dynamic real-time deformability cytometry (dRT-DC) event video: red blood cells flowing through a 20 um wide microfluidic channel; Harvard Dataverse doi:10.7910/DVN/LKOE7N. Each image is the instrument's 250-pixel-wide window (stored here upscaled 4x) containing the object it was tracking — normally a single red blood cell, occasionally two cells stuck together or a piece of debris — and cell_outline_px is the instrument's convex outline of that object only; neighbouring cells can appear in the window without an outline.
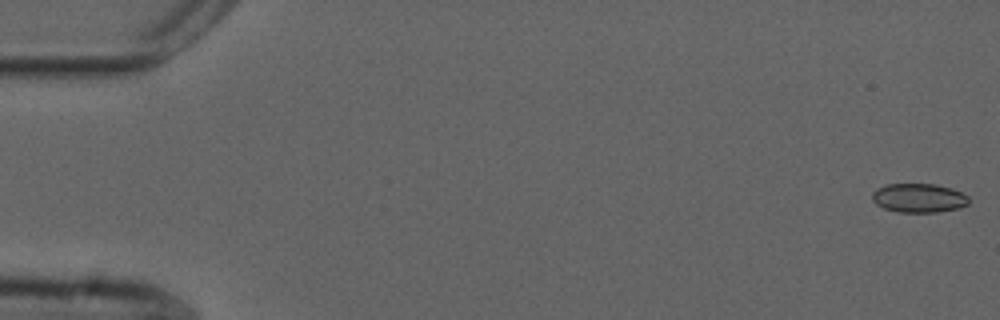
{"species": "common noctule bat (a hibernating species)", "species_latin": "Nyctalus noctula", "temperature_condition": "cold", "stored_images_in_passage": 48, "camera_frame_rate_fps": 3000, "um_per_image_px": 0.085, "animal": {"sex": "male", "forearm_length_mm": 52.5}, "frame": {"image": 1, "passage_image": 1, "time_ms": 0.0, "image_size_px": [1000, 320], "cell_outline_px": [[968, 204], [960, 208], [936, 212], [896, 212], [884, 208], [876, 204], [872, 200], [872, 192], [876, 188], [888, 184], [936, 184], [952, 188], [968, 196]], "centroid_in_image_um": [78.08, 16.83], "position_along_channel_um": 6.9, "area_um2": 16.42}}
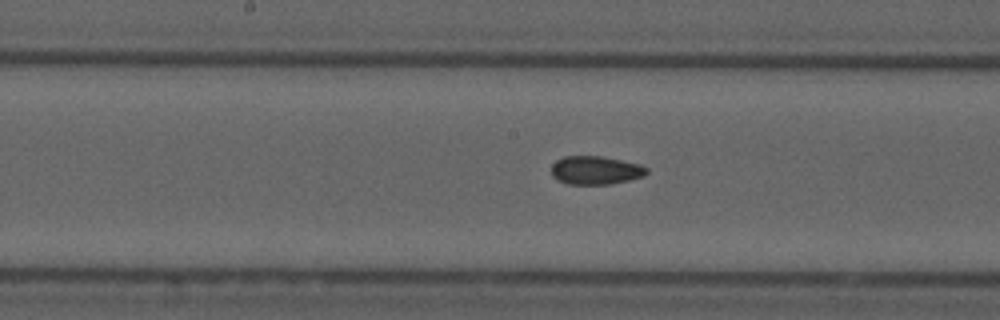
{"frame": {"image": 2, "passage_image": 28, "time_ms": 9.0, "image_size_px": [1000, 320], "cell_outline_px": [[648, 172], [644, 176], [628, 180], [608, 184], [568, 184], [556, 180], [552, 176], [552, 164], [556, 160], [564, 156], [600, 156], [640, 164], [648, 168]], "centroid_in_image_um": [50.6, 14.47], "position_along_channel_um": 197.6, "area_um2": 15.78}}
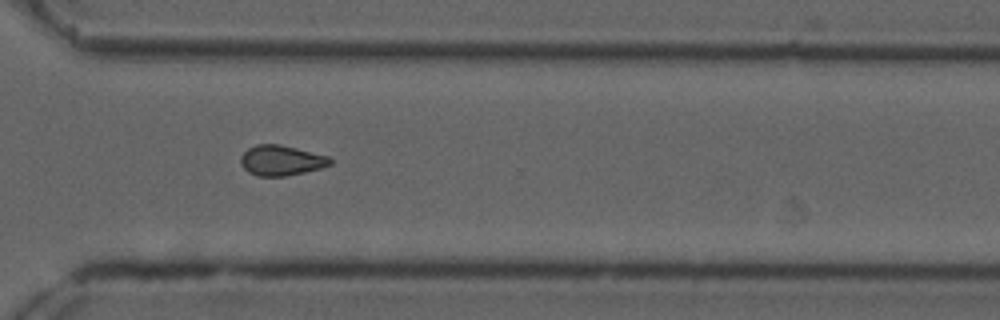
{"frame": {"image": 3, "passage_image": 40, "time_ms": 13.0, "image_size_px": [1000, 320], "cell_outline_px": [[332, 164], [320, 168], [304, 172], [284, 176], [256, 176], [248, 172], [240, 164], [240, 156], [248, 148], [256, 144], [280, 144], [328, 156], [332, 160]], "centroid_in_image_um": [23.87, 13.63], "position_along_channel_um": 346.7, "area_um2": 15.78}, "authors_computed_cell_mechanics": {"area_um2": 16.1262, "velocity_mm_per_s": 3.7393, "shape_relaxation_time_tau1_ms": null, "shape_relaxation_time_tau2_ms": 2.1097, "deformation_change_tau1": null, "deformation_change_tau2": 0.058}}